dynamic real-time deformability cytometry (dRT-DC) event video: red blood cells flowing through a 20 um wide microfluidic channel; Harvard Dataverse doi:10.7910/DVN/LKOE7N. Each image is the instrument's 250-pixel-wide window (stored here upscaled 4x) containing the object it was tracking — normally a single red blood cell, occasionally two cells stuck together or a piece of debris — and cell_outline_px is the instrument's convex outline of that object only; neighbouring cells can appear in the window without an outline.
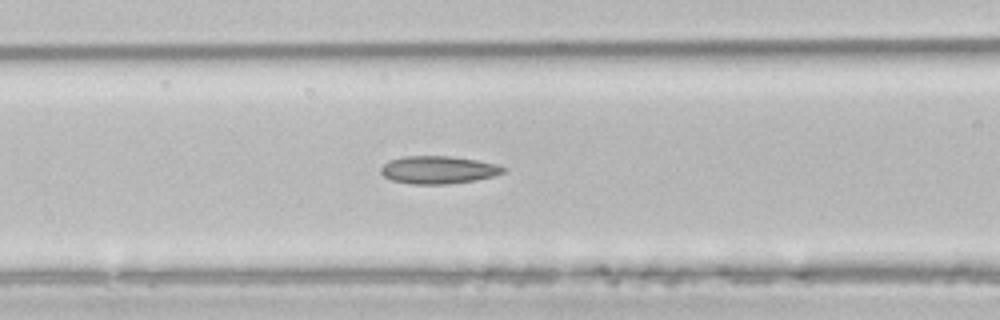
{"species": "common noctule bat (a hibernating species)", "species_latin": "Nyctalus noctula", "temperature_condition": "room temperature", "stored_images_in_passage": 11, "camera_frame_rate_fps": 3000, "um_per_image_px": 0.085, "animal": {"sex": "male", "body_mass_g": 21.5, "forearm_length_mm": 52.0}, "frame": {"image": 1, "passage_image": 10, "time_ms": 3.0, "image_size_px": [1000, 320], "cell_outline_px": [[508, 168], [504, 172], [492, 176], [476, 180], [448, 184], [412, 184], [392, 180], [384, 176], [380, 172], [380, 168], [388, 160], [404, 156], [448, 156], [476, 160], [500, 164]], "centroid_in_image_um": [37.27, 14.43], "position_along_channel_um": 129.3, "area_um2": 19.88}}